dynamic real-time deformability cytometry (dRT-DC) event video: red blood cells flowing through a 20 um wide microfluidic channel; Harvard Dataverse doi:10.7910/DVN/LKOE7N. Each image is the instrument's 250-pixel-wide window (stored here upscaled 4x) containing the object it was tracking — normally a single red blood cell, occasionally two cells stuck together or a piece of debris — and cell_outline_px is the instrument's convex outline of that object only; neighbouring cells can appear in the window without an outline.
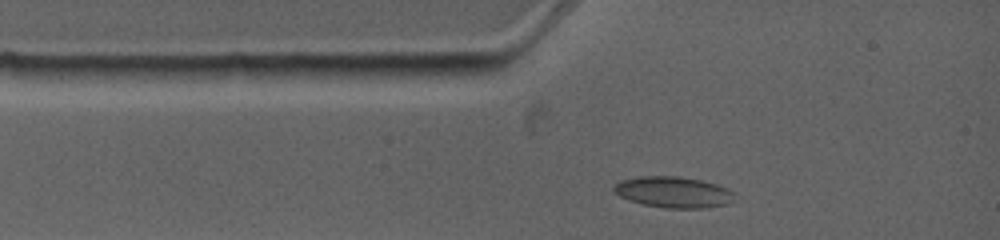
{"species": "common noctule bat (a hibernating species)", "species_latin": "Nyctalus noctula", "temperature_condition": "warm", "stored_images_in_passage": 3, "camera_frame_rate_fps": 4500, "um_per_image_px": 0.085, "animal": {"sex": "female", "body_mass_g": 19.0, "forearm_length_mm": 53.3}, "frame": {"image": 1, "passage_image": 2, "time_ms": 0.889, "image_size_px": [1000, 240], "cell_outline_px": [[736, 192], [732, 200], [724, 204], [704, 208], [664, 208], [644, 204], [628, 200], [612, 192], [612, 188], [620, 180], [640, 176], [680, 176], [700, 180], [716, 184], [728, 188]], "centroid_in_image_um": [57.21, 16.32], "position_along_channel_um": 27.8, "area_um2": 21.91}}